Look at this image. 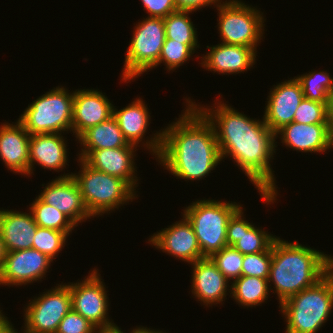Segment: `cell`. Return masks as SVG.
Returning a JSON list of instances; mask_svg holds the SVG:
<instances>
[{"label":"cell","mask_w":333,"mask_h":333,"mask_svg":"<svg viewBox=\"0 0 333 333\" xmlns=\"http://www.w3.org/2000/svg\"><path fill=\"white\" fill-rule=\"evenodd\" d=\"M136 148L137 146L128 144L126 147L92 150L82 160L93 169L124 180L136 192Z\"/></svg>","instance_id":"e0dca14e"},{"label":"cell","mask_w":333,"mask_h":333,"mask_svg":"<svg viewBox=\"0 0 333 333\" xmlns=\"http://www.w3.org/2000/svg\"><path fill=\"white\" fill-rule=\"evenodd\" d=\"M165 38L163 18L147 17L138 22L125 54L122 81H131L153 69L159 61Z\"/></svg>","instance_id":"ba28073f"},{"label":"cell","mask_w":333,"mask_h":333,"mask_svg":"<svg viewBox=\"0 0 333 333\" xmlns=\"http://www.w3.org/2000/svg\"><path fill=\"white\" fill-rule=\"evenodd\" d=\"M38 197L47 205L56 207L76 226L91 215L85 207L79 186L72 174L58 176L47 183Z\"/></svg>","instance_id":"4fadbf2b"},{"label":"cell","mask_w":333,"mask_h":333,"mask_svg":"<svg viewBox=\"0 0 333 333\" xmlns=\"http://www.w3.org/2000/svg\"><path fill=\"white\" fill-rule=\"evenodd\" d=\"M192 271V294L208 307L222 304L229 289V280L215 266L209 257H204L190 264ZM228 287V288H227ZM224 299V300H223Z\"/></svg>","instance_id":"ac0fdd59"},{"label":"cell","mask_w":333,"mask_h":333,"mask_svg":"<svg viewBox=\"0 0 333 333\" xmlns=\"http://www.w3.org/2000/svg\"><path fill=\"white\" fill-rule=\"evenodd\" d=\"M5 257H6V249L4 247V242L2 240V236L0 233V271L3 267Z\"/></svg>","instance_id":"b9f144b4"},{"label":"cell","mask_w":333,"mask_h":333,"mask_svg":"<svg viewBox=\"0 0 333 333\" xmlns=\"http://www.w3.org/2000/svg\"><path fill=\"white\" fill-rule=\"evenodd\" d=\"M242 206L232 215L227 224V245L243 255L268 251L277 238L245 220Z\"/></svg>","instance_id":"ffe728a7"},{"label":"cell","mask_w":333,"mask_h":333,"mask_svg":"<svg viewBox=\"0 0 333 333\" xmlns=\"http://www.w3.org/2000/svg\"><path fill=\"white\" fill-rule=\"evenodd\" d=\"M252 5L240 0H228L217 5L218 31L221 43L257 49L264 36V16Z\"/></svg>","instance_id":"9c48e42d"},{"label":"cell","mask_w":333,"mask_h":333,"mask_svg":"<svg viewBox=\"0 0 333 333\" xmlns=\"http://www.w3.org/2000/svg\"><path fill=\"white\" fill-rule=\"evenodd\" d=\"M96 333H125V332H123L121 328L116 325L111 328L97 329ZM130 333H133V330Z\"/></svg>","instance_id":"60d3db41"},{"label":"cell","mask_w":333,"mask_h":333,"mask_svg":"<svg viewBox=\"0 0 333 333\" xmlns=\"http://www.w3.org/2000/svg\"><path fill=\"white\" fill-rule=\"evenodd\" d=\"M331 148H333V131H330L328 140V150Z\"/></svg>","instance_id":"ee69618b"},{"label":"cell","mask_w":333,"mask_h":333,"mask_svg":"<svg viewBox=\"0 0 333 333\" xmlns=\"http://www.w3.org/2000/svg\"><path fill=\"white\" fill-rule=\"evenodd\" d=\"M73 99L74 91L58 86L28 105L18 120L30 135L71 132Z\"/></svg>","instance_id":"52a82bcc"},{"label":"cell","mask_w":333,"mask_h":333,"mask_svg":"<svg viewBox=\"0 0 333 333\" xmlns=\"http://www.w3.org/2000/svg\"><path fill=\"white\" fill-rule=\"evenodd\" d=\"M240 207L235 202L203 199L192 202L183 210V215L193 227L203 257H210L228 246L227 224Z\"/></svg>","instance_id":"8992f818"},{"label":"cell","mask_w":333,"mask_h":333,"mask_svg":"<svg viewBox=\"0 0 333 333\" xmlns=\"http://www.w3.org/2000/svg\"><path fill=\"white\" fill-rule=\"evenodd\" d=\"M328 121L330 131H333V92L328 102Z\"/></svg>","instance_id":"ab89813d"},{"label":"cell","mask_w":333,"mask_h":333,"mask_svg":"<svg viewBox=\"0 0 333 333\" xmlns=\"http://www.w3.org/2000/svg\"><path fill=\"white\" fill-rule=\"evenodd\" d=\"M0 309V333H13L14 327Z\"/></svg>","instance_id":"f35d334b"},{"label":"cell","mask_w":333,"mask_h":333,"mask_svg":"<svg viewBox=\"0 0 333 333\" xmlns=\"http://www.w3.org/2000/svg\"><path fill=\"white\" fill-rule=\"evenodd\" d=\"M327 71H311L296 79L300 82L304 98L328 103L333 92V78Z\"/></svg>","instance_id":"f546056e"},{"label":"cell","mask_w":333,"mask_h":333,"mask_svg":"<svg viewBox=\"0 0 333 333\" xmlns=\"http://www.w3.org/2000/svg\"><path fill=\"white\" fill-rule=\"evenodd\" d=\"M209 258L229 281L241 276L243 254L232 246L222 248Z\"/></svg>","instance_id":"d6a6232c"},{"label":"cell","mask_w":333,"mask_h":333,"mask_svg":"<svg viewBox=\"0 0 333 333\" xmlns=\"http://www.w3.org/2000/svg\"><path fill=\"white\" fill-rule=\"evenodd\" d=\"M209 52L202 57L203 68L214 71L218 74H238L248 71L256 63V52L247 46L230 45L219 43L217 45L206 46Z\"/></svg>","instance_id":"d6986e66"},{"label":"cell","mask_w":333,"mask_h":333,"mask_svg":"<svg viewBox=\"0 0 333 333\" xmlns=\"http://www.w3.org/2000/svg\"><path fill=\"white\" fill-rule=\"evenodd\" d=\"M272 262V247L268 251L243 255L241 276L268 279Z\"/></svg>","instance_id":"e575fe53"},{"label":"cell","mask_w":333,"mask_h":333,"mask_svg":"<svg viewBox=\"0 0 333 333\" xmlns=\"http://www.w3.org/2000/svg\"><path fill=\"white\" fill-rule=\"evenodd\" d=\"M293 122L302 124H329L328 103L303 98L295 111Z\"/></svg>","instance_id":"836d02e7"},{"label":"cell","mask_w":333,"mask_h":333,"mask_svg":"<svg viewBox=\"0 0 333 333\" xmlns=\"http://www.w3.org/2000/svg\"><path fill=\"white\" fill-rule=\"evenodd\" d=\"M329 124H302L291 122L275 134L281 135V143L296 151L319 153L328 150Z\"/></svg>","instance_id":"603a6c76"},{"label":"cell","mask_w":333,"mask_h":333,"mask_svg":"<svg viewBox=\"0 0 333 333\" xmlns=\"http://www.w3.org/2000/svg\"><path fill=\"white\" fill-rule=\"evenodd\" d=\"M332 268L331 255L297 241L291 243L277 237L272 244L269 287L271 284L275 286L272 293H277L280 305L289 297L315 285Z\"/></svg>","instance_id":"3957f363"},{"label":"cell","mask_w":333,"mask_h":333,"mask_svg":"<svg viewBox=\"0 0 333 333\" xmlns=\"http://www.w3.org/2000/svg\"><path fill=\"white\" fill-rule=\"evenodd\" d=\"M230 286V296L237 304L247 308L265 302L273 289L269 287L268 279L251 276H240L231 282Z\"/></svg>","instance_id":"4316f807"},{"label":"cell","mask_w":333,"mask_h":333,"mask_svg":"<svg viewBox=\"0 0 333 333\" xmlns=\"http://www.w3.org/2000/svg\"><path fill=\"white\" fill-rule=\"evenodd\" d=\"M78 162L81 165L80 171L78 174H71L79 186L85 207L93 218L108 214L137 198L136 192L124 180L93 169L82 159H78Z\"/></svg>","instance_id":"5b68a950"},{"label":"cell","mask_w":333,"mask_h":333,"mask_svg":"<svg viewBox=\"0 0 333 333\" xmlns=\"http://www.w3.org/2000/svg\"><path fill=\"white\" fill-rule=\"evenodd\" d=\"M78 141L83 147L81 153H78L79 159H83L92 150L120 148L129 144L123 137L114 116L86 130Z\"/></svg>","instance_id":"484cf974"},{"label":"cell","mask_w":333,"mask_h":333,"mask_svg":"<svg viewBox=\"0 0 333 333\" xmlns=\"http://www.w3.org/2000/svg\"><path fill=\"white\" fill-rule=\"evenodd\" d=\"M197 48H199V45H186L184 43L177 42L176 40L165 38L159 61L154 67L164 63L166 65L167 71H174L176 68L186 63Z\"/></svg>","instance_id":"4dcf8cb0"},{"label":"cell","mask_w":333,"mask_h":333,"mask_svg":"<svg viewBox=\"0 0 333 333\" xmlns=\"http://www.w3.org/2000/svg\"><path fill=\"white\" fill-rule=\"evenodd\" d=\"M69 235L70 233L37 227L32 248L44 253L53 261L58 256V253L62 251V248H64L66 238Z\"/></svg>","instance_id":"1f68e13d"},{"label":"cell","mask_w":333,"mask_h":333,"mask_svg":"<svg viewBox=\"0 0 333 333\" xmlns=\"http://www.w3.org/2000/svg\"><path fill=\"white\" fill-rule=\"evenodd\" d=\"M52 260L37 249L6 252L0 285L22 286L44 279Z\"/></svg>","instance_id":"7c38bea8"},{"label":"cell","mask_w":333,"mask_h":333,"mask_svg":"<svg viewBox=\"0 0 333 333\" xmlns=\"http://www.w3.org/2000/svg\"><path fill=\"white\" fill-rule=\"evenodd\" d=\"M222 0H174L177 10H189L195 12L202 7L217 6Z\"/></svg>","instance_id":"74e56055"},{"label":"cell","mask_w":333,"mask_h":333,"mask_svg":"<svg viewBox=\"0 0 333 333\" xmlns=\"http://www.w3.org/2000/svg\"><path fill=\"white\" fill-rule=\"evenodd\" d=\"M113 104L102 92L92 89L74 91L72 132L76 140L89 128L113 116Z\"/></svg>","instance_id":"2e32d148"},{"label":"cell","mask_w":333,"mask_h":333,"mask_svg":"<svg viewBox=\"0 0 333 333\" xmlns=\"http://www.w3.org/2000/svg\"><path fill=\"white\" fill-rule=\"evenodd\" d=\"M13 333H18L16 329H13ZM20 333V332H19ZM22 333V332H21ZM23 333H35L32 331H27L25 328L23 329Z\"/></svg>","instance_id":"f6af8a7d"},{"label":"cell","mask_w":333,"mask_h":333,"mask_svg":"<svg viewBox=\"0 0 333 333\" xmlns=\"http://www.w3.org/2000/svg\"><path fill=\"white\" fill-rule=\"evenodd\" d=\"M43 293L26 305L24 328L35 333H56L61 320L72 310L69 284H58Z\"/></svg>","instance_id":"30bf717a"},{"label":"cell","mask_w":333,"mask_h":333,"mask_svg":"<svg viewBox=\"0 0 333 333\" xmlns=\"http://www.w3.org/2000/svg\"><path fill=\"white\" fill-rule=\"evenodd\" d=\"M333 307V268L315 285L279 305L286 321L285 333H316Z\"/></svg>","instance_id":"277c9868"},{"label":"cell","mask_w":333,"mask_h":333,"mask_svg":"<svg viewBox=\"0 0 333 333\" xmlns=\"http://www.w3.org/2000/svg\"><path fill=\"white\" fill-rule=\"evenodd\" d=\"M303 98L302 87L296 77L271 88L263 120L273 133L293 122L295 111Z\"/></svg>","instance_id":"9a60e30c"},{"label":"cell","mask_w":333,"mask_h":333,"mask_svg":"<svg viewBox=\"0 0 333 333\" xmlns=\"http://www.w3.org/2000/svg\"><path fill=\"white\" fill-rule=\"evenodd\" d=\"M133 333H164L160 330H154V329H150L147 327H137V328H133ZM166 333V332H165Z\"/></svg>","instance_id":"7bdbcfd3"},{"label":"cell","mask_w":333,"mask_h":333,"mask_svg":"<svg viewBox=\"0 0 333 333\" xmlns=\"http://www.w3.org/2000/svg\"><path fill=\"white\" fill-rule=\"evenodd\" d=\"M216 100L214 108H204L185 97V101L192 102L213 125L222 160L230 156L261 193L263 202L274 203L278 191L270 162L276 153V134L263 119L250 118Z\"/></svg>","instance_id":"6da1fadb"},{"label":"cell","mask_w":333,"mask_h":333,"mask_svg":"<svg viewBox=\"0 0 333 333\" xmlns=\"http://www.w3.org/2000/svg\"><path fill=\"white\" fill-rule=\"evenodd\" d=\"M62 133H44L30 135L29 141V175L34 164L44 169L62 171L67 164V141Z\"/></svg>","instance_id":"7402d4cb"},{"label":"cell","mask_w":333,"mask_h":333,"mask_svg":"<svg viewBox=\"0 0 333 333\" xmlns=\"http://www.w3.org/2000/svg\"><path fill=\"white\" fill-rule=\"evenodd\" d=\"M37 227L31 211L0 209V233L6 252L32 248Z\"/></svg>","instance_id":"cb8c5ba5"},{"label":"cell","mask_w":333,"mask_h":333,"mask_svg":"<svg viewBox=\"0 0 333 333\" xmlns=\"http://www.w3.org/2000/svg\"><path fill=\"white\" fill-rule=\"evenodd\" d=\"M186 104L178 120L141 143L173 176L202 180L222 157L211 122L192 102Z\"/></svg>","instance_id":"7a4b0ae2"},{"label":"cell","mask_w":333,"mask_h":333,"mask_svg":"<svg viewBox=\"0 0 333 333\" xmlns=\"http://www.w3.org/2000/svg\"><path fill=\"white\" fill-rule=\"evenodd\" d=\"M72 310L89 320L98 329L116 324L107 317L108 296L104 282L96 268L84 280L69 283ZM113 322V323H112Z\"/></svg>","instance_id":"8fae6325"},{"label":"cell","mask_w":333,"mask_h":333,"mask_svg":"<svg viewBox=\"0 0 333 333\" xmlns=\"http://www.w3.org/2000/svg\"><path fill=\"white\" fill-rule=\"evenodd\" d=\"M30 134L17 120L15 124L5 122L0 126V158L8 170L29 176Z\"/></svg>","instance_id":"44dd1931"},{"label":"cell","mask_w":333,"mask_h":333,"mask_svg":"<svg viewBox=\"0 0 333 333\" xmlns=\"http://www.w3.org/2000/svg\"><path fill=\"white\" fill-rule=\"evenodd\" d=\"M97 329L89 320L70 310L61 320L56 333H96Z\"/></svg>","instance_id":"d590c367"},{"label":"cell","mask_w":333,"mask_h":333,"mask_svg":"<svg viewBox=\"0 0 333 333\" xmlns=\"http://www.w3.org/2000/svg\"><path fill=\"white\" fill-rule=\"evenodd\" d=\"M117 110L113 107V116L118 122L123 137L129 144L139 147L138 144L144 140L143 137L151 120L147 105L139 97L123 109Z\"/></svg>","instance_id":"d4e9b609"},{"label":"cell","mask_w":333,"mask_h":333,"mask_svg":"<svg viewBox=\"0 0 333 333\" xmlns=\"http://www.w3.org/2000/svg\"><path fill=\"white\" fill-rule=\"evenodd\" d=\"M175 222L168 228L154 233L150 238V244H153L157 249L172 255L189 264L204 258L197 242L193 227L187 218Z\"/></svg>","instance_id":"5bb4252c"},{"label":"cell","mask_w":333,"mask_h":333,"mask_svg":"<svg viewBox=\"0 0 333 333\" xmlns=\"http://www.w3.org/2000/svg\"><path fill=\"white\" fill-rule=\"evenodd\" d=\"M38 227L48 228L64 233H71L76 225L56 207L47 205L39 197L28 208Z\"/></svg>","instance_id":"83f0119b"},{"label":"cell","mask_w":333,"mask_h":333,"mask_svg":"<svg viewBox=\"0 0 333 333\" xmlns=\"http://www.w3.org/2000/svg\"><path fill=\"white\" fill-rule=\"evenodd\" d=\"M148 17L165 18L170 13L177 11L174 0H141Z\"/></svg>","instance_id":"8d00e7d4"},{"label":"cell","mask_w":333,"mask_h":333,"mask_svg":"<svg viewBox=\"0 0 333 333\" xmlns=\"http://www.w3.org/2000/svg\"><path fill=\"white\" fill-rule=\"evenodd\" d=\"M192 11L177 10L163 19L166 38L186 45H199L197 31L189 17Z\"/></svg>","instance_id":"f1b7e54d"}]
</instances>
